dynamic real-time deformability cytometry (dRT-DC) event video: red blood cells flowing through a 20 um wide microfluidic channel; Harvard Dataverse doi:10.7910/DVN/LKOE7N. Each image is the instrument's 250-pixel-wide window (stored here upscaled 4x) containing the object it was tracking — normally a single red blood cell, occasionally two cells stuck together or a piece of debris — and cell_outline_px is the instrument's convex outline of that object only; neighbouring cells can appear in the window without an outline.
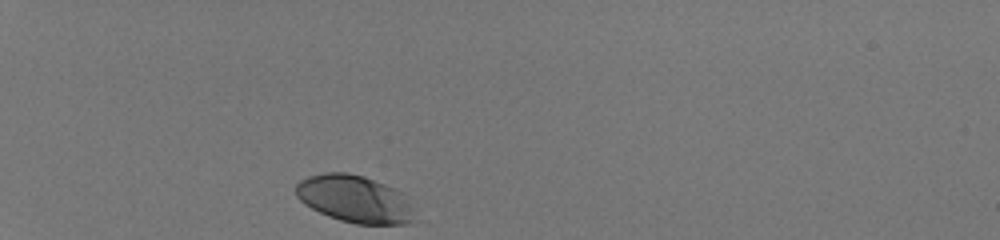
{"species": "human", "species_latin": "Homo sapiens", "temperature_condition": "room temperature", "stored_images_in_passage": 31, "camera_frame_rate_fps": 3000, "um_per_image_px": 0.085, "donor": {"sex": "male"}, "frame": {"image": 1, "passage_image": 1, "time_ms": 0.0, "image_size_px": [1000, 240], "cell_outline_px": [[420, 220], [412, 224], [356, 224], [340, 220], [328, 216], [304, 204], [296, 196], [296, 184], [300, 180], [308, 176], [324, 172], [348, 172], [364, 176], [384, 184], [400, 192]], "centroid_in_image_um": [30.16, 16.93], "position_along_channel_um": 54.8, "area_um2": 32.89}}
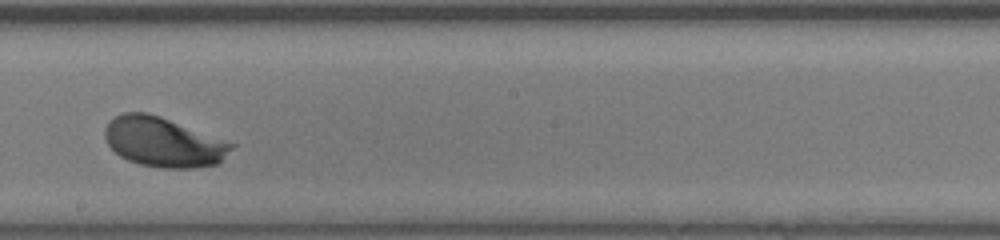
{"frame": {"image": 2, "passage_image": 18, "time_ms": 5.667, "image_size_px": [1000, 240], "cell_outline_px": [[236, 144], [220, 164], [192, 168], [160, 168], [140, 164], [128, 160], [120, 156], [108, 144], [104, 136], [104, 128], [108, 120], [124, 112], [148, 112], [160, 116]], "centroid_in_image_um": [13.89, 12.08], "position_along_channel_um": 234.3, "area_um2": 36.76}}
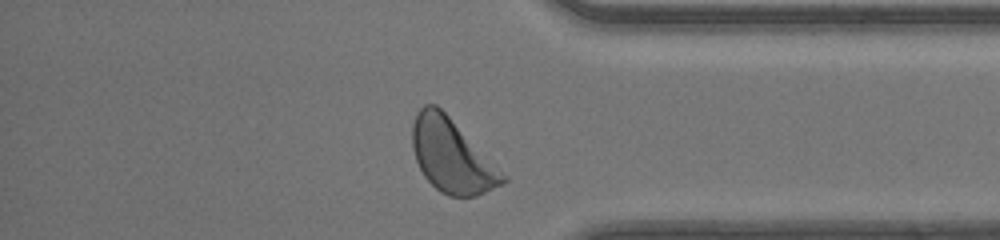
{"frame": {"image": 3, "passage_image": 30, "time_ms": 9.667, "image_size_px": [1000, 240], "cell_outline_px": [[508, 180], [504, 184], [476, 196], [448, 196], [440, 192], [424, 176], [416, 160], [412, 148], [412, 124], [416, 112], [424, 104], [436, 104], [508, 176]], "centroid_in_image_um": [38.4, 13.26], "position_along_channel_um": 396.8, "area_um2": 38.49}, "authors_computed_cell_mechanics": {"area_um2": 35.4314, "velocity_mm_per_s": 4.1399, "shape_relaxation_time_tau1_ms": 1.4956, "shape_relaxation_time_tau2_ms": null, "deformation_change_tau1": 0.1177, "deformation_change_tau2": null}}